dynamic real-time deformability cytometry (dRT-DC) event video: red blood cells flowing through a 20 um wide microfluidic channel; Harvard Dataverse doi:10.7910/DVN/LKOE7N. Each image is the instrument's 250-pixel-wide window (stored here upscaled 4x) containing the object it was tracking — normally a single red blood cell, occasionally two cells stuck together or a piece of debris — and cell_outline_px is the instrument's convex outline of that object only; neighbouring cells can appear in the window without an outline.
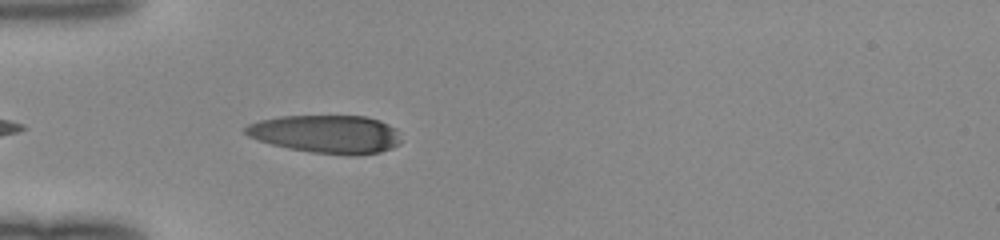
{"species": "human", "species_latin": "Homo sapiens", "temperature_condition": "room temperature", "stored_images_in_passage": 33, "camera_frame_rate_fps": 3000, "um_per_image_px": 0.085, "donor": {"sex": "female"}, "frame": {"image": 1, "passage_image": 2, "time_ms": 0.333, "image_size_px": [1000, 240], "cell_outline_px": [[400, 144], [392, 148], [380, 152], [356, 156], [348, 156], [312, 152], [288, 148], [256, 140], [248, 136], [244, 132], [244, 128], [248, 124], [260, 120], [280, 116], [364, 116], [380, 120], [396, 128], [400, 140]], "centroid_in_image_um": [27.75, 11.4], "position_along_channel_um": 57.3, "area_um2": 34.85}}
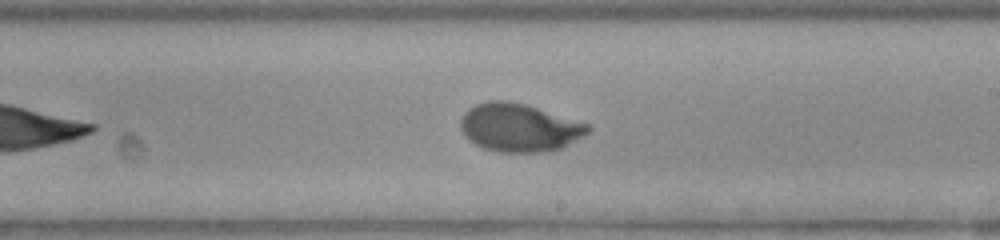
{"frame": {"image": 2, "passage_image": 16, "time_ms": 5.0, "image_size_px": [1000, 240], "cell_outline_px": [[592, 128], [584, 136], [560, 148], [540, 152], [496, 152], [484, 148], [468, 140], [464, 136], [460, 128], [460, 120], [464, 112], [468, 108], [476, 104], [488, 100], [508, 100], [524, 104], [592, 124]], "centroid_in_image_um": [44.12, 10.83], "position_along_channel_um": 244.9, "area_um2": 35.95}}
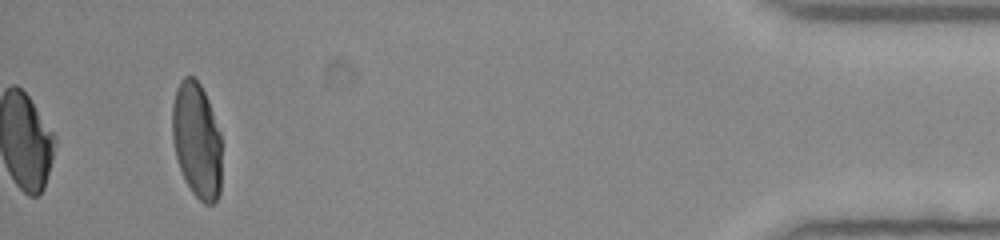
{"frame": {"image": 3, "passage_image": 33, "time_ms": 10.667, "image_size_px": [1000, 240], "cell_outline_px": [[220, 192], [216, 200], [212, 204], [204, 204], [192, 192], [184, 180], [176, 156], [172, 140], [172, 104], [176, 88], [180, 80], [184, 76], [192, 76], [200, 84], [208, 100], [220, 132]], "centroid_in_image_um": [16.7, 11.91], "position_along_channel_um": 418.5, "area_um2": 33.35}}